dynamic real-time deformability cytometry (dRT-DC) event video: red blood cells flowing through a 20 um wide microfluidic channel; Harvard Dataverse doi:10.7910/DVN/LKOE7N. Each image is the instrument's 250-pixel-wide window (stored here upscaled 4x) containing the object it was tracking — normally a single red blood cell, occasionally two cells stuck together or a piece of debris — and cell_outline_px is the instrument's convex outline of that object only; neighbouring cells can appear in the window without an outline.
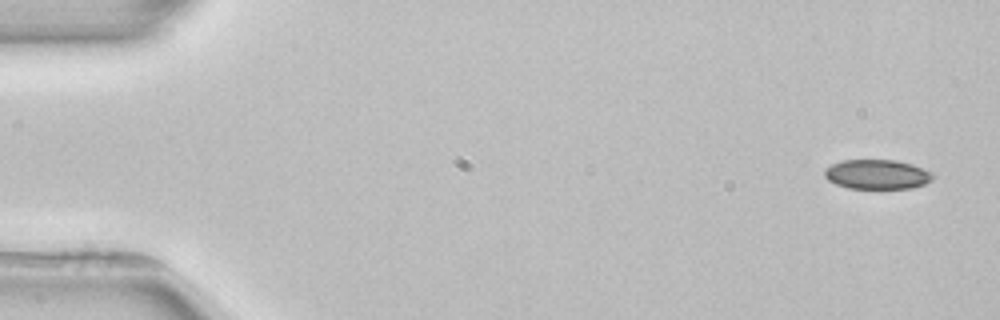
{"species": "common noctule bat (a hibernating species)", "species_latin": "Nyctalus noctula", "temperature_condition": "room temperature", "stored_images_in_passage": 5, "camera_frame_rate_fps": 3000, "um_per_image_px": 0.085, "animal": {"sex": "female", "body_mass_g": 22.7, "forearm_length_mm": 54.2}, "frame": {"image": 1, "passage_image": 1, "time_ms": 0.0, "image_size_px": [1000, 320], "cell_outline_px": [[936, 176], [932, 180], [924, 184], [912, 188], [848, 188], [836, 184], [828, 180], [824, 176], [824, 168], [840, 160], [896, 160], [912, 164], [932, 172]], "centroid_in_image_um": [74.55, 14.81], "position_along_channel_um": 10.4, "area_um2": 18.79}}